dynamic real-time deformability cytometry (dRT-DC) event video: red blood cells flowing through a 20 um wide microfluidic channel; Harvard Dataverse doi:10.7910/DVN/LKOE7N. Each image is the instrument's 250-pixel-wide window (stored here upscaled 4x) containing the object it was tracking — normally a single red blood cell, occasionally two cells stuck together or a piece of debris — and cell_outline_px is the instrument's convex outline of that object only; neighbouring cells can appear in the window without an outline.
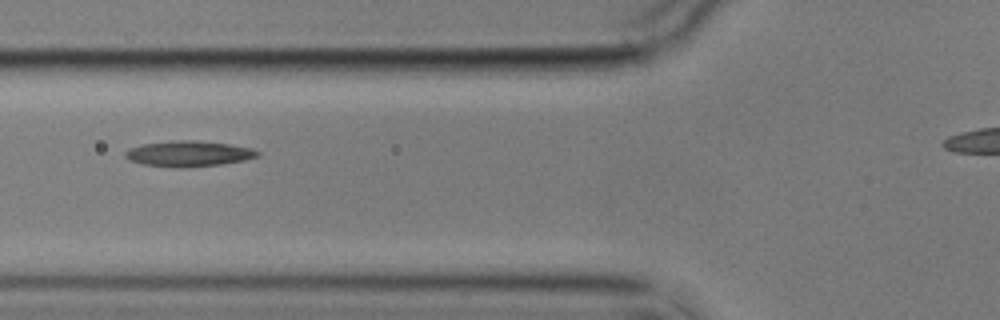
{"species": "common noctule bat (a hibernating species)", "species_latin": "Nyctalus noctula", "temperature_condition": "cold", "stored_images_in_passage": 7, "camera_frame_rate_fps": 3000, "um_per_image_px": 0.085, "animal": {"sex": "male", "body_mass_g": 17.9}, "frame": {"image": 1, "passage_image": 3, "time_ms": 2.333, "image_size_px": [1000, 320], "cell_outline_px": [[260, 156], [244, 160], [220, 164], [184, 168], [180, 168], [144, 164], [128, 160], [124, 156], [124, 152], [132, 148], [144, 144], [180, 140], [196, 140], [228, 144], [252, 148], [260, 152]], "centroid_in_image_um": [16.06, 13.07], "position_along_channel_um": 109.7, "area_um2": 19.59}}
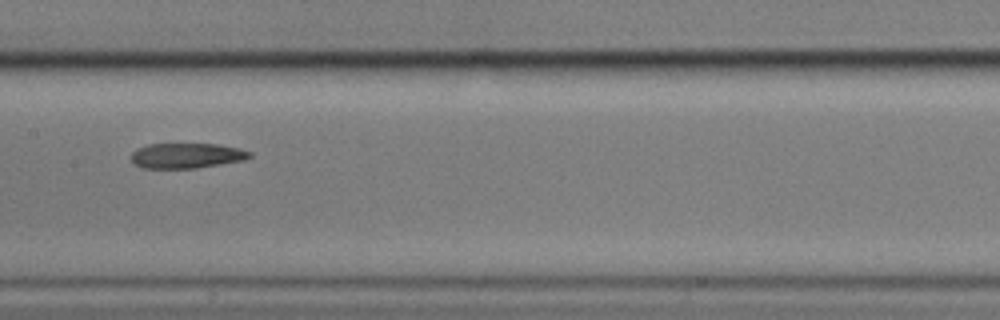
{"frame": {"image": 2, "passage_image": 5, "time_ms": 4.667, "image_size_px": [1000, 320], "cell_outline_px": [[252, 156], [244, 160], [196, 168], [144, 168], [132, 164], [132, 152], [136, 148], [148, 144], [216, 144], [240, 148], [252, 152]], "centroid_in_image_um": [15.85, 13.23], "position_along_channel_um": 191.5, "area_um2": 17.46}}
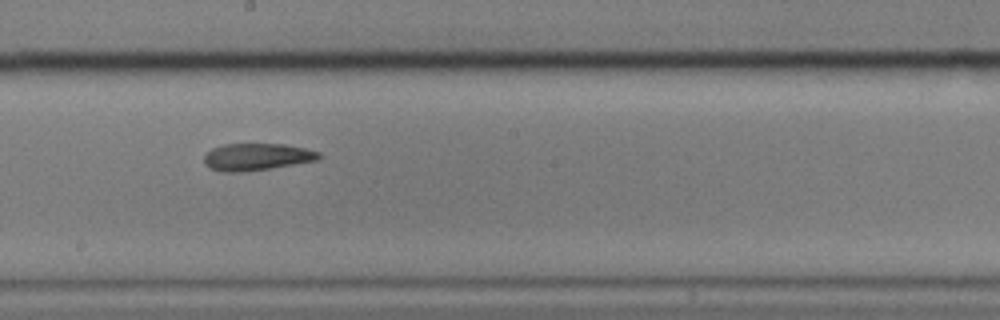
{"frame": {"image": 3, "passage_image": 6, "time_ms": 5.667, "image_size_px": [1000, 320], "cell_outline_px": [[320, 160], [272, 168], [244, 172], [224, 172], [208, 168], [204, 164], [204, 156], [212, 148], [224, 144], [284, 144], [304, 148], [320, 152]], "centroid_in_image_um": [21.82, 13.34], "position_along_channel_um": 226.4, "area_um2": 18.26}}